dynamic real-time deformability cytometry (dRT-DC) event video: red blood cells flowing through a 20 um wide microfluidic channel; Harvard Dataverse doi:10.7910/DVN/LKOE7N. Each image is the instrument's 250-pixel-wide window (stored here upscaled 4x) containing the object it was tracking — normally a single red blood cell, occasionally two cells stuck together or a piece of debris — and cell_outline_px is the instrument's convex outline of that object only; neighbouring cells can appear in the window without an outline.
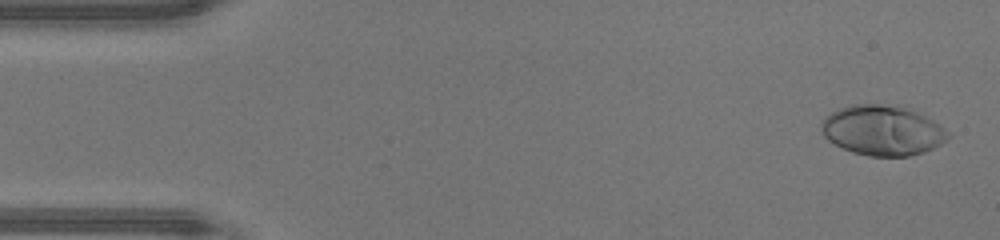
{"species": "human", "species_latin": "Homo sapiens", "temperature_condition": "warm", "stored_images_in_passage": 47, "camera_frame_rate_fps": 3000, "um_per_image_px": 0.085, "donor": {"sex": "male"}, "frame": {"image": 1, "passage_image": 2, "time_ms": 0.333, "image_size_px": [1000, 240], "cell_outline_px": [[952, 136], [948, 140], [924, 152], [908, 156], [868, 156], [852, 152], [828, 140], [820, 132], [820, 124], [832, 112], [840, 108], [852, 104], [896, 104], [916, 112], [940, 124]], "centroid_in_image_um": [75.02, 11.08], "position_along_channel_um": 10.0, "area_um2": 36.99}}
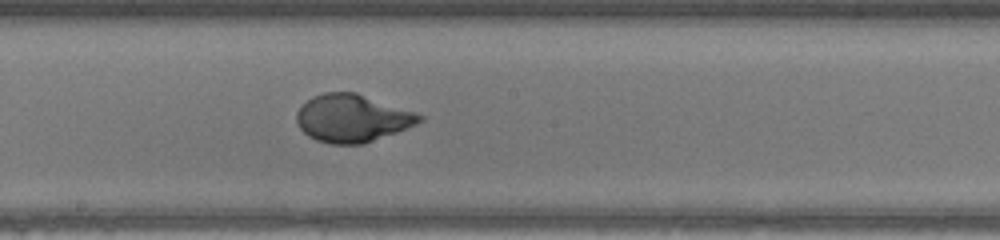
{"frame": {"image": 2, "passage_image": 25, "time_ms": 8.0, "image_size_px": [1000, 240], "cell_outline_px": [[424, 120], [416, 124], [396, 132], [364, 144], [332, 144], [316, 140], [308, 136], [300, 128], [296, 120], [296, 112], [312, 96], [324, 92], [356, 92], [416, 112], [424, 116]], "centroid_in_image_um": [29.94, 10.05], "position_along_channel_um": 218.3, "area_um2": 34.1}}
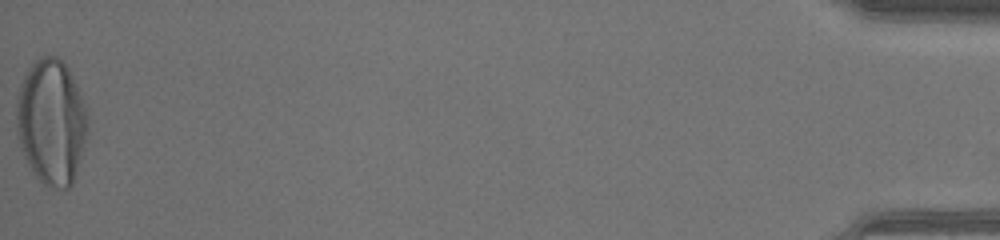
{"frame": {"image": 3, "passage_image": 47, "time_ms": 15.333, "image_size_px": [1000, 240], "cell_outline_px": [[88, 132], [80, 160], [72, 184], [68, 188], [60, 188], [44, 184], [36, 176], [28, 164], [20, 148], [16, 136], [16, 100], [20, 84], [24, 76], [32, 64], [40, 56], [56, 56], [68, 68], [88, 112]], "centroid_in_image_um": [4.35, 10.36], "position_along_channel_um": 430.8, "area_um2": 52.14}, "authors_computed_cell_mechanics": {"area_um2": 34.102, "velocity_mm_per_s": 4.404, "shape_relaxation_time_tau1_ms": 4.1164, "shape_relaxation_time_tau2_ms": null, "deformation_change_tau1": 0.2761, "deformation_change_tau2": null}}